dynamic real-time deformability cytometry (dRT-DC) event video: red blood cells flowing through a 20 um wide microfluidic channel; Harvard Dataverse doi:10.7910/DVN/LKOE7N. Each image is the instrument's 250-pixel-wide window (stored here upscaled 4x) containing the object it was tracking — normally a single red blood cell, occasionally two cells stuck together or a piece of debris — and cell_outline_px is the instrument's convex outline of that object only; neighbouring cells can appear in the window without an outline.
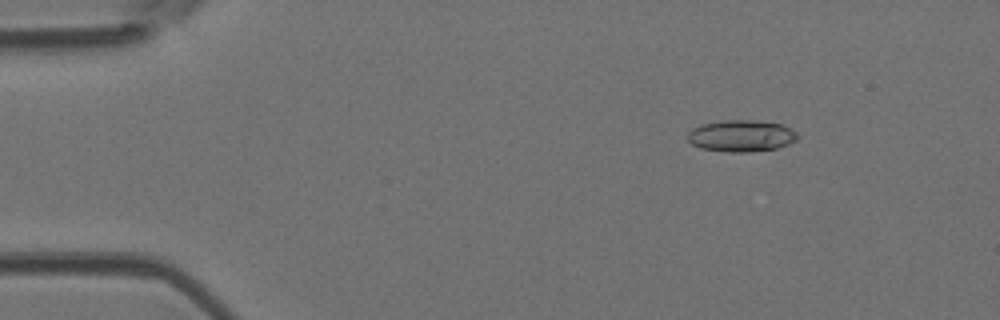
{"species": "Egyptian fruit bat (a non-hibernating species)", "species_latin": "Rousettus aegyptiacus", "temperature_condition": "room temperature", "stored_images_in_passage": 4, "camera_frame_rate_fps": 3000, "um_per_image_px": 0.085, "animal": {"sex": "female"}, "frame": {"image": 1, "passage_image": 2, "time_ms": 0.333, "image_size_px": [1000, 320], "cell_outline_px": [[800, 136], [796, 140], [788, 144], [776, 148], [748, 152], [728, 152], [700, 148], [692, 144], [688, 140], [688, 132], [692, 128], [700, 124], [724, 120], [752, 120], [780, 124], [796, 132]], "centroid_in_image_um": [62.98, 11.55], "position_along_channel_um": 22.0, "area_um2": 20.23}}